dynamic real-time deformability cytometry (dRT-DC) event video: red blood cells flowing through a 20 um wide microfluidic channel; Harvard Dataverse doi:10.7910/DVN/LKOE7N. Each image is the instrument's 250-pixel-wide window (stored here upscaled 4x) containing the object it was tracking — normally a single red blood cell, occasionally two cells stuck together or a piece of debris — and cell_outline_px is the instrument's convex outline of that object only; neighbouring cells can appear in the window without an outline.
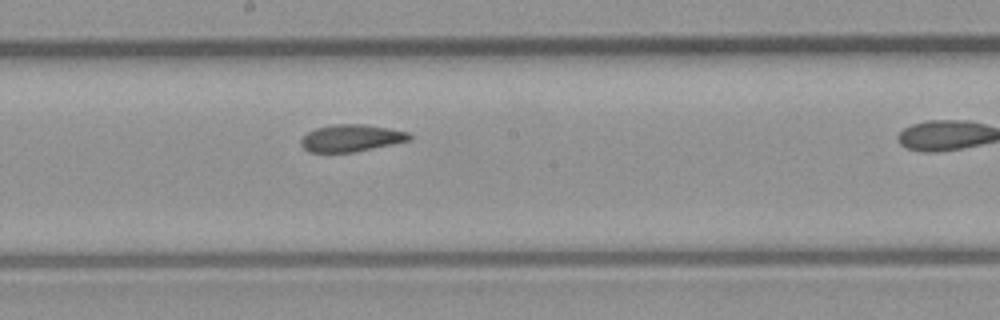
{"species": "common noctule bat (a hibernating species)", "species_latin": "Nyctalus noctula", "temperature_condition": "room temperature", "stored_images_in_passage": 7, "segment_of_instrument_passage": [1, 2], "camera_frame_rate_fps": 3000, "um_per_image_px": 0.085, "animal": {"sex": "male", "body_mass_g": 23.1, "forearm_length_mm": 52.7}, "frame": {"image": 1, "passage_image": 6, "time_ms": 6.667, "image_size_px": [1000, 320], "cell_outline_px": [[412, 140], [352, 152], [308, 152], [300, 144], [300, 140], [308, 132], [316, 128], [332, 124], [364, 124], [388, 128], [408, 132], [412, 136]], "centroid_in_image_um": [29.85, 11.73], "position_along_channel_um": 218.4, "area_um2": 17.05}}